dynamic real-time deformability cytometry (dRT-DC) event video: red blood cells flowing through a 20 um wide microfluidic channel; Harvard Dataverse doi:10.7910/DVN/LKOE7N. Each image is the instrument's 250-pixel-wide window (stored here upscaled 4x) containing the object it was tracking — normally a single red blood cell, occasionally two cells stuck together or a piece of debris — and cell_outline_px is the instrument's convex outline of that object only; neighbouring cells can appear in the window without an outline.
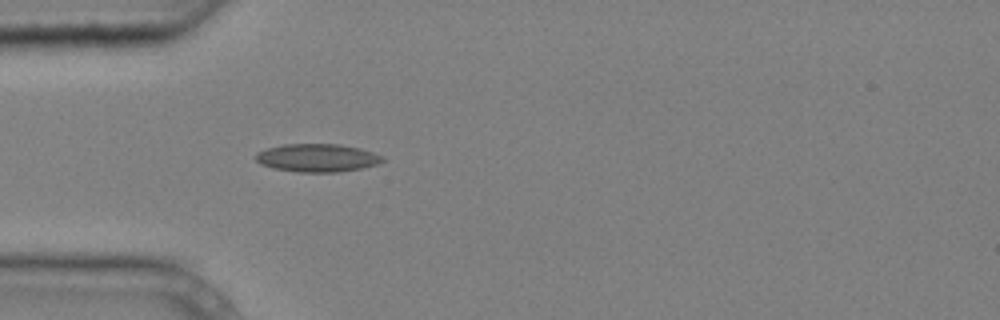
{"species": "common noctule bat (a hibernating species)", "species_latin": "Nyctalus noctula", "temperature_condition": "cold", "stored_images_in_passage": 4, "camera_frame_rate_fps": 3000, "um_per_image_px": 0.085, "animal": {"sex": "male", "body_mass_g": 20.4}, "frame": {"image": 1, "passage_image": 1, "time_ms": 0.0, "image_size_px": [1000, 320], "cell_outline_px": [[384, 160], [376, 164], [360, 168], [336, 172], [300, 172], [272, 168], [260, 164], [256, 160], [256, 152], [268, 148], [284, 144], [340, 144], [360, 148], [384, 156]], "centroid_in_image_um": [26.95, 13.41], "position_along_channel_um": 58.1, "area_um2": 20.63}}